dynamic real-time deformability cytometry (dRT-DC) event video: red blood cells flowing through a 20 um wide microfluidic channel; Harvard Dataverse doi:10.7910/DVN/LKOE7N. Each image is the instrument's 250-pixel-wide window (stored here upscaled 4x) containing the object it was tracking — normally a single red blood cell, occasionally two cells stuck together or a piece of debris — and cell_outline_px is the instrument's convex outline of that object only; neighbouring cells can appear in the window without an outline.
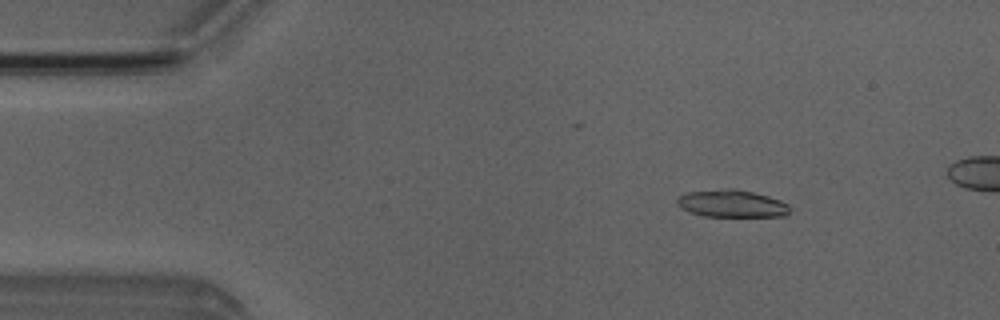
{"species": "Egyptian fruit bat (a non-hibernating species)", "species_latin": "Rousettus aegyptiacus", "temperature_condition": "room temperature", "stored_images_in_passage": 5, "camera_frame_rate_fps": 3000, "um_per_image_px": 0.085, "animal": {"sex": "male"}, "frame": {"image": 1, "passage_image": 2, "time_ms": 1.333, "image_size_px": [1000, 320], "cell_outline_px": [[792, 208], [784, 216], [704, 216], [688, 212], [680, 208], [676, 204], [676, 200], [680, 196], [688, 192], [728, 188], [732, 188], [752, 192], [768, 196], [780, 200], [788, 204]], "centroid_in_image_um": [62.18, 17.31], "position_along_channel_um": 22.8, "area_um2": 17.98}}